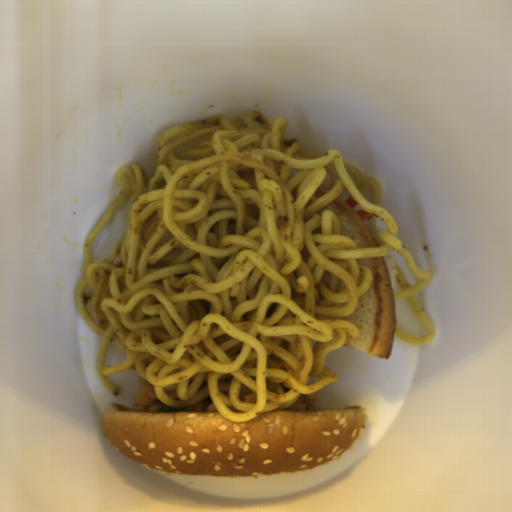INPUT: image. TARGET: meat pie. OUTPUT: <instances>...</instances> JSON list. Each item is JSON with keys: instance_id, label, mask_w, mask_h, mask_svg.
Wrapping results in <instances>:
<instances>
[{"instance_id": "meat-pie-1", "label": "meat pie", "mask_w": 512, "mask_h": 512, "mask_svg": "<svg viewBox=\"0 0 512 512\" xmlns=\"http://www.w3.org/2000/svg\"><path fill=\"white\" fill-rule=\"evenodd\" d=\"M166 405L156 397L154 385L140 375L139 391L132 407L135 410L159 411Z\"/></svg>"}, {"instance_id": "meat-pie-2", "label": "meat pie", "mask_w": 512, "mask_h": 512, "mask_svg": "<svg viewBox=\"0 0 512 512\" xmlns=\"http://www.w3.org/2000/svg\"><path fill=\"white\" fill-rule=\"evenodd\" d=\"M318 403L317 390L311 394H300L298 400L283 410L289 411H316Z\"/></svg>"}, {"instance_id": "meat-pie-3", "label": "meat pie", "mask_w": 512, "mask_h": 512, "mask_svg": "<svg viewBox=\"0 0 512 512\" xmlns=\"http://www.w3.org/2000/svg\"><path fill=\"white\" fill-rule=\"evenodd\" d=\"M186 408L187 411L220 412L215 406L211 395L193 405L186 406Z\"/></svg>"}]
</instances>
